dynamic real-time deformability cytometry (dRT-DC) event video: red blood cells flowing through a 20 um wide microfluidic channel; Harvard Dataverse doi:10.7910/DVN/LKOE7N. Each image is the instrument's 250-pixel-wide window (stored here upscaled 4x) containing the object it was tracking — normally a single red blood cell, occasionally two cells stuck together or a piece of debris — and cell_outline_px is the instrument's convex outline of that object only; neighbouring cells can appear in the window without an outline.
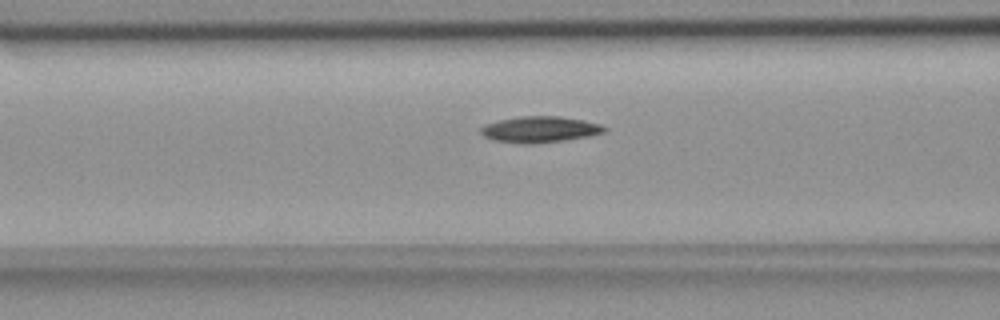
{"species": "common noctule bat (a hibernating species)", "species_latin": "Nyctalus noctula", "temperature_condition": "room temperature", "stored_images_in_passage": 51, "camera_frame_rate_fps": 3000, "um_per_image_px": 0.085, "animal": {"sex": "female", "body_mass_g": 18.4}, "frame": {"image": 1, "passage_image": 18, "time_ms": 5.667, "image_size_px": [1000, 320], "cell_outline_px": [[608, 128], [604, 132], [588, 136], [564, 140], [532, 144], [524, 144], [496, 140], [484, 136], [480, 132], [480, 128], [484, 124], [496, 120], [520, 116], [560, 116], [584, 120], [600, 124]], "centroid_in_image_um": [45.87, 10.99], "position_along_channel_um": 120.7, "area_um2": 18.84}}
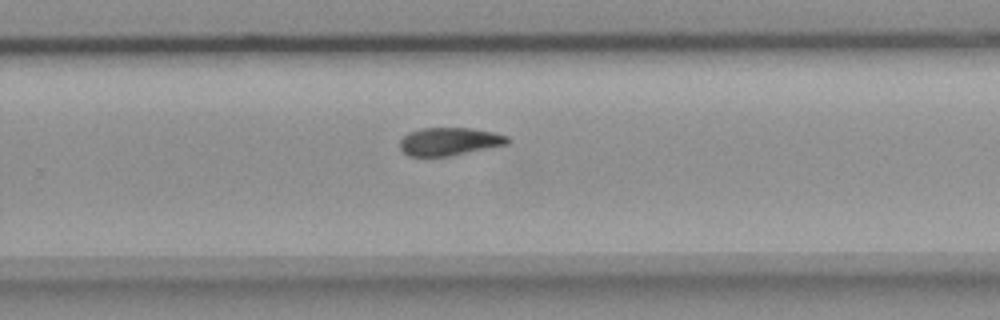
{"frame": {"image": 2, "passage_image": 32, "time_ms": 10.333, "image_size_px": [1000, 320], "cell_outline_px": [[512, 140], [508, 144], [448, 156], [408, 156], [400, 148], [400, 140], [408, 132], [420, 128], [468, 128], [492, 132], [508, 136]], "centroid_in_image_um": [38.19, 12.02], "position_along_channel_um": 291.6, "area_um2": 17.46}}
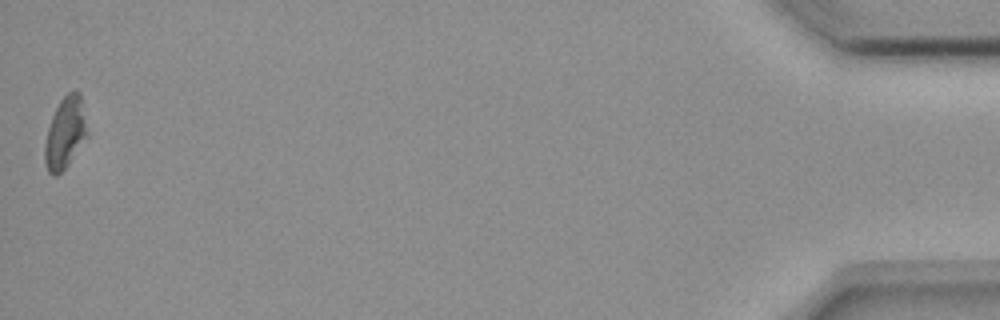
{"frame": {"image": 3, "passage_image": 51, "time_ms": 16.667, "image_size_px": [1000, 320], "cell_outline_px": [[88, 136], [68, 164], [56, 176], [52, 176], [48, 172], [44, 160], [44, 144], [48, 128], [52, 116], [60, 100], [72, 88], [80, 92], [88, 132]], "centroid_in_image_um": [5.54, 11.28], "position_along_channel_um": 429.7, "area_um2": 17.8}, "authors_computed_cell_mechanics": {"area_um2": 18.2648, "velocity_mm_per_s": 3.6664, "shape_relaxation_time_tau1_ms": 4.9336, "shape_relaxation_time_tau2_ms": null, "deformation_change_tau1": 0.142, "deformation_change_tau2": null}}